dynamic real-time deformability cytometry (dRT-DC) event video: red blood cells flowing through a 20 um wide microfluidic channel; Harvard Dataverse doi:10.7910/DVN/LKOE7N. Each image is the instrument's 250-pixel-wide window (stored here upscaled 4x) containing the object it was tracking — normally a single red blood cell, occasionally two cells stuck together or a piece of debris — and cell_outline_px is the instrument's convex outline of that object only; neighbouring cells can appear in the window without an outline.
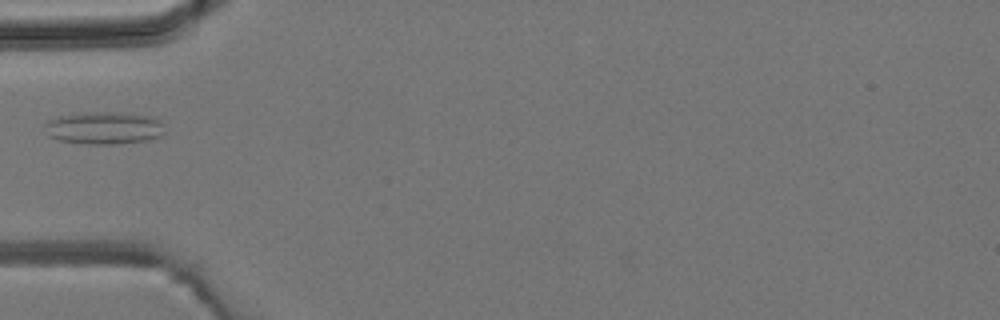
{"species": "common noctule bat (a hibernating species)", "species_latin": "Nyctalus noctula", "temperature_condition": "room temperature", "stored_images_in_passage": 3, "camera_frame_rate_fps": 3000, "um_per_image_px": 0.085, "animal": {"sex": "male", "body_mass_g": 19.2, "forearm_length_mm": 51.8}, "frame": {"image": 1, "passage_image": 2, "time_ms": 2.333, "image_size_px": [1000, 320], "cell_outline_px": [[164, 132], [160, 136], [148, 140], [112, 144], [88, 144], [56, 140], [48, 136], [44, 124], [48, 120], [60, 116], [96, 112], [112, 112], [148, 116], [156, 120], [160, 124]], "centroid_in_image_um": [8.78, 10.9], "position_along_channel_um": 76.2, "area_um2": 22.25}}
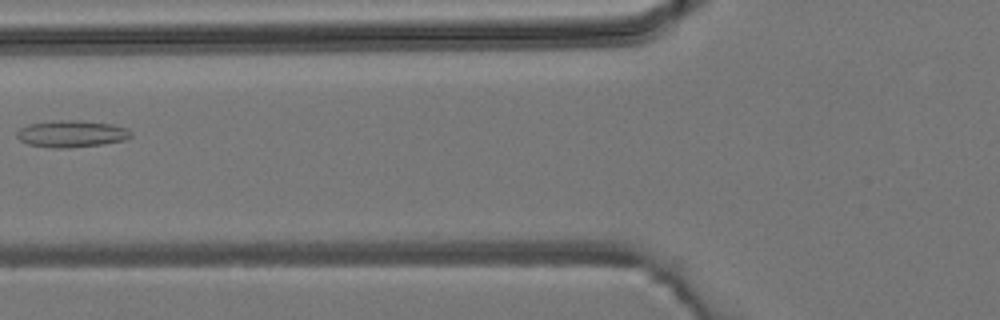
{"frame": {"image": 2, "passage_image": 3, "time_ms": 3.333, "image_size_px": [1000, 320], "cell_outline_px": [[132, 136], [124, 140], [104, 144], [68, 148], [52, 148], [28, 144], [20, 140], [16, 136], [16, 132], [20, 128], [28, 124], [52, 120], [80, 120], [112, 124], [128, 128], [132, 132]], "centroid_in_image_um": [6.08, 11.37], "position_along_channel_um": 119.7, "area_um2": 18.09}}